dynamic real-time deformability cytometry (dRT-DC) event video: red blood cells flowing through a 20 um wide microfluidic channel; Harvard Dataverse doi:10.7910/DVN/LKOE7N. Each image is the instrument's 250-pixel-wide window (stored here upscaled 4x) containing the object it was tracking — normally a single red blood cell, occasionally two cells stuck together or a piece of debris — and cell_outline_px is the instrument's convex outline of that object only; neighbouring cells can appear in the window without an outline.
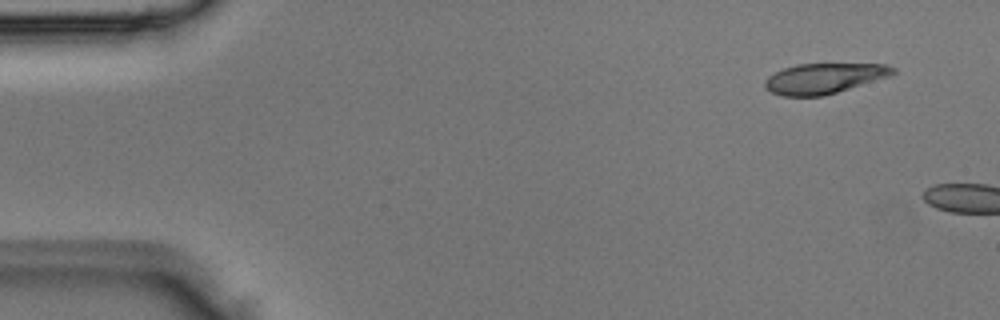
{"species": "Egyptian fruit bat (a non-hibernating species)", "species_latin": "Rousettus aegyptiacus", "temperature_condition": "room temperature", "stored_images_in_passage": 4, "camera_frame_rate_fps": 3000, "um_per_image_px": 0.085, "animal": {"sex": "male"}, "frame": {"image": 1, "passage_image": 1, "time_ms": 0.0, "image_size_px": [1000, 320], "cell_outline_px": [[896, 72], [888, 76], [824, 96], [784, 96], [772, 92], [764, 88], [764, 80], [768, 76], [784, 68], [796, 64], [888, 64], [896, 68]], "centroid_in_image_um": [70.02, 6.66], "position_along_channel_um": 15.0, "area_um2": 22.48}}